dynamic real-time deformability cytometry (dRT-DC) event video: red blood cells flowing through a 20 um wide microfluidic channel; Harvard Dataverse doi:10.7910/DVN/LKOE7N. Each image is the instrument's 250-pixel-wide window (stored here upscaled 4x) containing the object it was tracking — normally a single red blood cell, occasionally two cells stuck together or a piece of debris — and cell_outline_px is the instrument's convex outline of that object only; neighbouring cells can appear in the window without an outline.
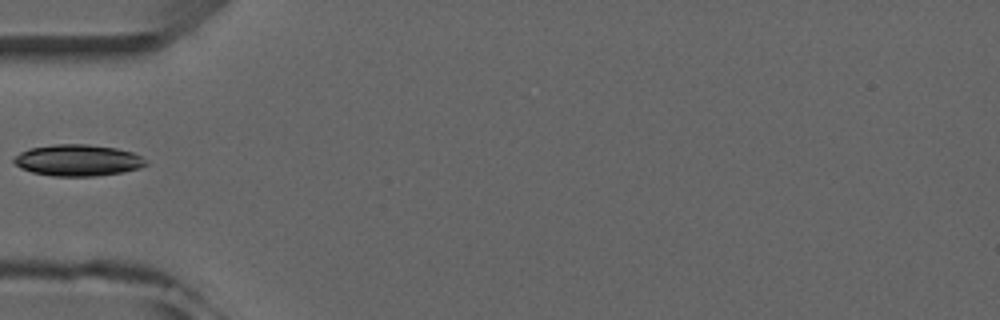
{"species": "common noctule bat (a hibernating species)", "species_latin": "Nyctalus noctula", "temperature_condition": "room temperature", "stored_images_in_passage": 5, "camera_frame_rate_fps": 3000, "um_per_image_px": 0.085, "animal": {"sex": "male", "forearm_length_mm": 52.5}, "frame": {"image": 1, "passage_image": 4, "time_ms": 4.333, "image_size_px": [1000, 320], "cell_outline_px": [[148, 164], [140, 168], [124, 172], [96, 176], [52, 176], [32, 172], [20, 168], [12, 160], [20, 152], [32, 148], [56, 144], [88, 144], [116, 148], [132, 152], [140, 156]], "centroid_in_image_um": [6.62, 13.63], "position_along_channel_um": 78.4, "area_um2": 24.1}}
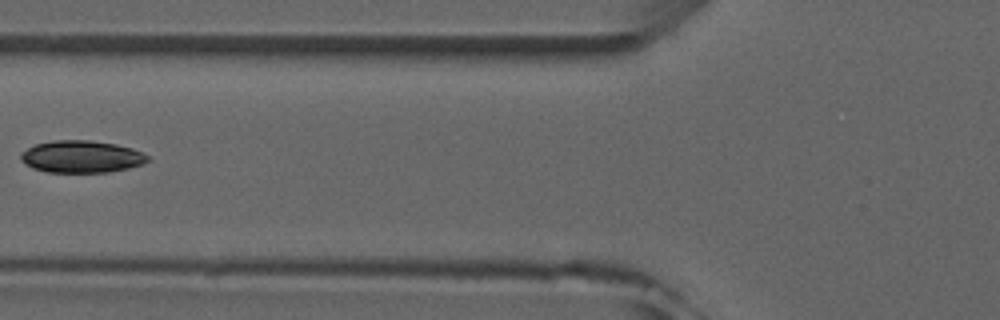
{"frame": {"image": 2, "passage_image": 5, "time_ms": 5.333, "image_size_px": [1000, 320], "cell_outline_px": [[148, 160], [144, 164], [128, 168], [108, 172], [48, 172], [32, 168], [20, 160], [20, 152], [36, 144], [56, 140], [88, 140], [116, 144], [132, 148], [148, 156]], "centroid_in_image_um": [6.91, 13.32], "position_along_channel_um": 118.9, "area_um2": 23.7}}